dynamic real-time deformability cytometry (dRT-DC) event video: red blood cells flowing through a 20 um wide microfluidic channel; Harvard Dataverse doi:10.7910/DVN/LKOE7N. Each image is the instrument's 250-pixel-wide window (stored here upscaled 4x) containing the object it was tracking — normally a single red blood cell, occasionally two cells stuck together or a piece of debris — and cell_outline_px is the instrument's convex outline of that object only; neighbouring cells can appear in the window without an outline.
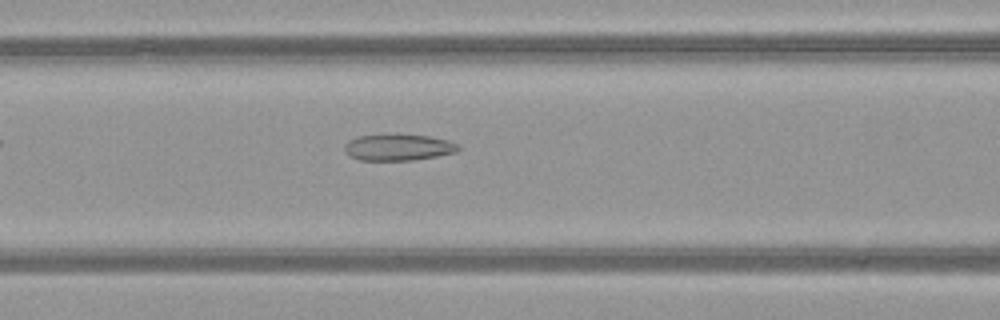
{"species": "common noctule bat (a hibernating species)", "species_latin": "Nyctalus noctula", "temperature_condition": "warm", "stored_images_in_passage": 5, "camera_frame_rate_fps": 3000, "um_per_image_px": 0.085, "animal": {"sex": "female", "body_mass_g": 21.9}, "frame": {"image": 1, "passage_image": 5, "time_ms": 1.333, "image_size_px": [1000, 320], "cell_outline_px": [[460, 148], [456, 152], [436, 156], [412, 160], [360, 160], [348, 156], [344, 152], [344, 144], [348, 140], [356, 136], [388, 132], [432, 136], [448, 140], [460, 144]], "centroid_in_image_um": [33.81, 12.48], "position_along_channel_um": 132.8, "area_um2": 18.32}}